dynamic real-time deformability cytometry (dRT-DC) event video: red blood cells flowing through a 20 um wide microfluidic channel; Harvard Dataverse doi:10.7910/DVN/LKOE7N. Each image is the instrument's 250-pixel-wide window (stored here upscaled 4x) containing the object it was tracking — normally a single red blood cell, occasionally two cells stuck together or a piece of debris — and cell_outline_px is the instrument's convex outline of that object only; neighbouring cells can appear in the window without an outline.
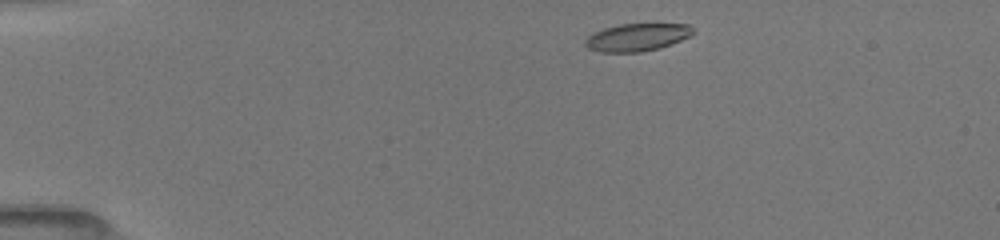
{"species": "common noctule bat (a hibernating species)", "species_latin": "Nyctalus noctula", "temperature_condition": "room temperature", "stored_images_in_passage": 28, "camera_frame_rate_fps": 3000, "um_per_image_px": 0.085, "animal": {"sex": "female", "body_mass_g": 19.5, "forearm_length_mm": 54.1}, "frame": {"image": 1, "passage_image": 1, "time_ms": 0.0, "image_size_px": [1000, 240], "cell_outline_px": [[696, 32], [672, 44], [660, 48], [640, 52], [600, 52], [588, 48], [584, 44], [584, 40], [592, 32], [604, 28], [620, 24], [652, 20], [688, 24]], "centroid_in_image_um": [54.19, 3.1], "position_along_channel_um": 30.8, "area_um2": 18.38}}
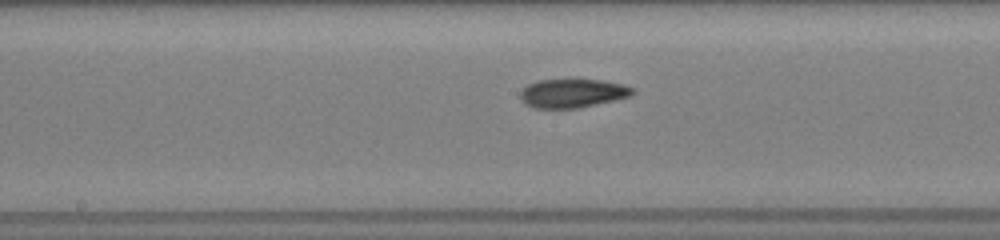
{"frame": {"image": 2, "passage_image": 12, "time_ms": 6.0, "image_size_px": [1000, 240], "cell_outline_px": [[636, 92], [632, 96], [576, 108], [532, 108], [524, 104], [520, 100], [520, 92], [528, 84], [536, 80], [600, 80], [624, 84], [632, 88]], "centroid_in_image_um": [48.64, 7.93], "position_along_channel_um": 199.6, "area_um2": 18.79}}
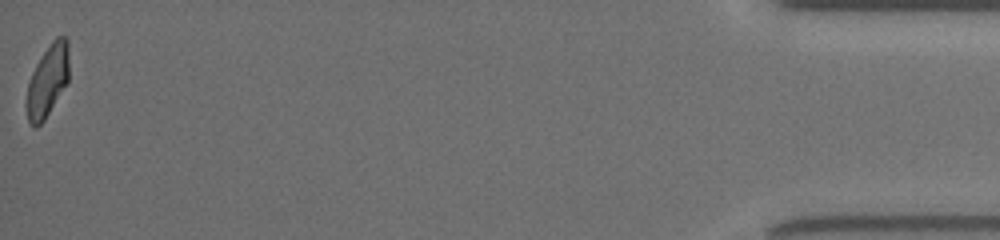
{"frame": {"image": 3, "passage_image": 28, "time_ms": 14.0, "image_size_px": [1000, 240], "cell_outline_px": [[68, 80], [44, 120], [36, 128], [28, 120], [24, 104], [28, 84], [32, 72], [36, 64], [52, 40], [56, 36], [64, 36], [68, 40]], "centroid_in_image_um": [4.01, 6.86], "position_along_channel_um": 431.2, "area_um2": 17.69}, "authors_computed_cell_mechanics": {"area_um2": 18.496, "velocity_mm_per_s": 3.9924, "shape_relaxation_time_tau1_ms": 4.46, "shape_relaxation_time_tau2_ms": 1.9882, "deformation_change_tau1": 0.1588, "deformation_change_tau2": 0.0847}}